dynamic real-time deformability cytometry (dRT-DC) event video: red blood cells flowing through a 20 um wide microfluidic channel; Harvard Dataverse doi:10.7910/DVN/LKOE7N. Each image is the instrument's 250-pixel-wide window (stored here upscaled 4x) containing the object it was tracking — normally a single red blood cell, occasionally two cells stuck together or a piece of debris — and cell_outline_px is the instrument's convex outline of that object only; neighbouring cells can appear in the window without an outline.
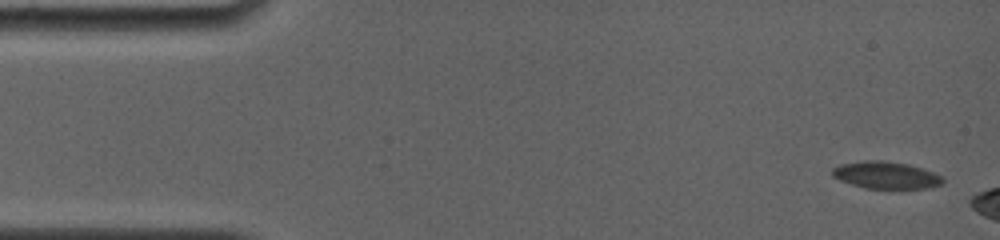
{"species": "common noctule bat (a hibernating species)", "species_latin": "Nyctalus noctula", "temperature_condition": "room temperature", "stored_images_in_passage": 63, "camera_frame_rate_fps": 4000, "um_per_image_px": 0.085, "animal": {"sex": "female", "body_mass_g": 19.0, "forearm_length_mm": 56.7}, "frame": {"image": 1, "passage_image": 1, "time_ms": 0.0, "image_size_px": [1000, 240], "cell_outline_px": [[944, 184], [928, 188], [864, 188], [840, 180], [832, 176], [832, 168], [840, 164], [864, 160], [884, 160], [908, 164], [944, 176]], "centroid_in_image_um": [75.31, 14.88], "position_along_channel_um": 9.7, "area_um2": 17.51}}
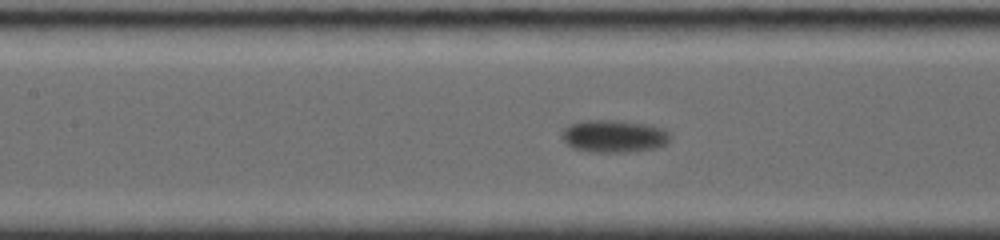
{"frame": {"image": 2, "passage_image": 41, "time_ms": 7.5, "image_size_px": [1000, 240], "cell_outline_px": [[672, 136], [664, 144], [656, 148], [624, 152], [592, 152], [572, 148], [564, 140], [564, 128], [572, 124], [584, 120], [616, 120], [648, 124], [660, 128], [668, 132]], "centroid_in_image_um": [52.2, 11.57], "position_along_channel_um": 155.2, "area_um2": 20.23}}
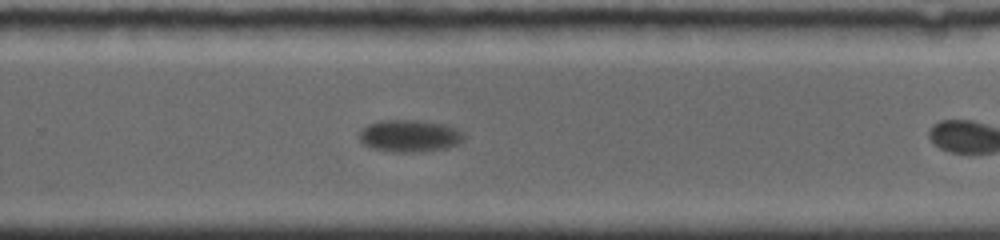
{"frame": {"image": 3, "passage_image": 62, "time_ms": 11.5, "image_size_px": [1000, 240], "cell_outline_px": [[464, 136], [456, 144], [448, 148], [412, 152], [392, 152], [372, 148], [364, 144], [360, 140], [360, 132], [368, 124], [380, 120], [420, 120], [444, 124], [456, 128], [464, 132]], "centroid_in_image_um": [34.81, 11.54], "position_along_channel_um": 295.0, "area_um2": 19.48}}